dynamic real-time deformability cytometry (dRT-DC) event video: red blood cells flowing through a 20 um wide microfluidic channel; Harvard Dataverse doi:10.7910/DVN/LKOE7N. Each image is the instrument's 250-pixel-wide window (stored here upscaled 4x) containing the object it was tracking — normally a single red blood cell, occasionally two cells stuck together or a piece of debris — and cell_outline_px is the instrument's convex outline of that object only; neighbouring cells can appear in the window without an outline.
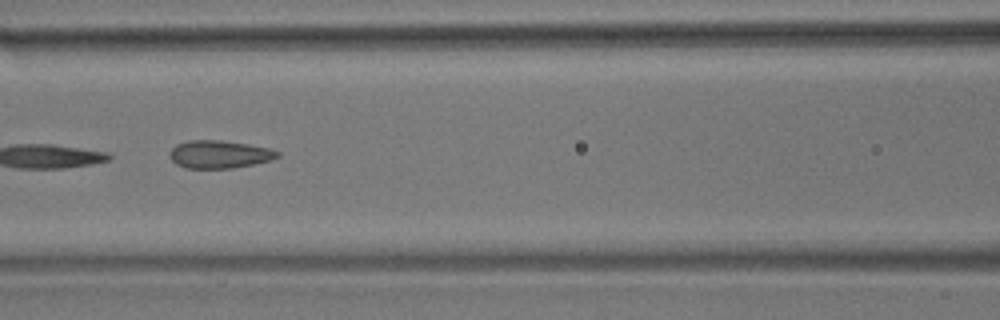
{"species": "common noctule bat (a hibernating species)", "species_latin": "Nyctalus noctula", "temperature_condition": "room temperature", "stored_images_in_passage": 9, "camera_frame_rate_fps": 3000, "um_per_image_px": 0.085, "animal": {"sex": "male", "body_mass_g": 17.9}, "frame": {"image": 1, "passage_image": 6, "time_ms": 1.667, "image_size_px": [1000, 320], "cell_outline_px": [[280, 156], [272, 160], [232, 168], [184, 168], [176, 164], [168, 156], [168, 152], [176, 144], [188, 140], [220, 140], [248, 144], [268, 148], [280, 152]], "centroid_in_image_um": [18.61, 13.11], "position_along_channel_um": 148.0, "area_um2": 17.57}}
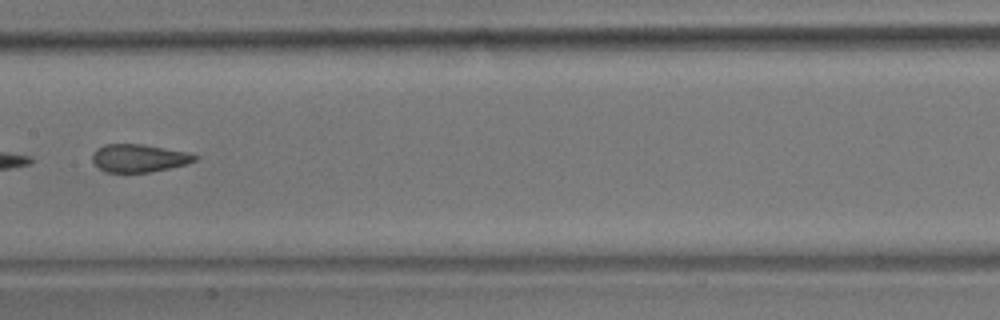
{"frame": {"image": 2, "passage_image": 7, "time_ms": 2.0, "image_size_px": [1000, 320], "cell_outline_px": [[200, 156], [196, 160], [188, 164], [152, 172], [104, 172], [92, 160], [92, 152], [96, 148], [104, 144], [144, 144], [188, 152]], "centroid_in_image_um": [11.83, 13.43], "position_along_channel_um": 195.6, "area_um2": 16.88}}